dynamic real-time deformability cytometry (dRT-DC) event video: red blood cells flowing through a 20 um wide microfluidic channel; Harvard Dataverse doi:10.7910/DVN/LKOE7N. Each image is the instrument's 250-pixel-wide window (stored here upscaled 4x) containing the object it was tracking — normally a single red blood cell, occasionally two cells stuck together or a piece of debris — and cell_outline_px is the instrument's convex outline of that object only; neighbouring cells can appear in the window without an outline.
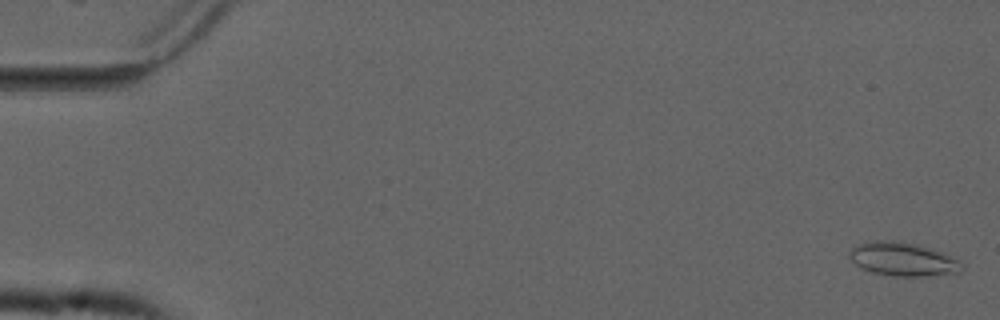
{"species": "common noctule bat (a hibernating species)", "species_latin": "Nyctalus noctula", "temperature_condition": "cold", "stored_images_in_passage": 55, "camera_frame_rate_fps": 3000, "um_per_image_px": 0.085, "animal": {"sex": "male", "forearm_length_mm": 52.5}, "frame": {"image": 1, "passage_image": 1, "time_ms": 0.0, "image_size_px": [1000, 320], "cell_outline_px": [[964, 268], [960, 272], [920, 276], [892, 276], [872, 272], [856, 264], [848, 256], [848, 252], [852, 248], [860, 244], [876, 240], [900, 240], [932, 248], [944, 252], [960, 260]], "centroid_in_image_um": [76.78, 22.01], "position_along_channel_um": 8.2, "area_um2": 22.08}}
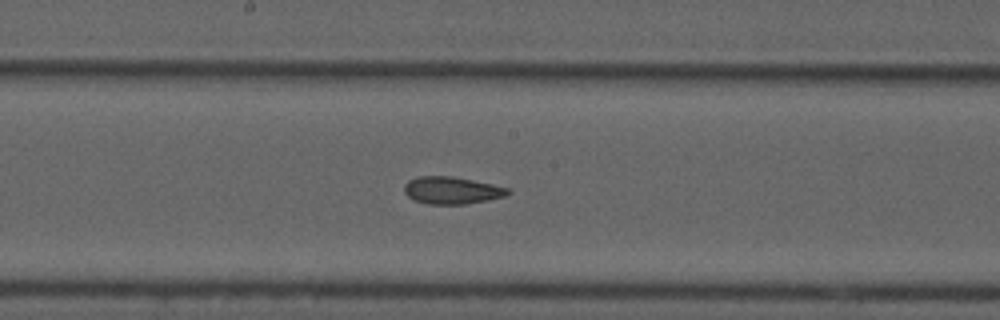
{"frame": {"image": 2, "passage_image": 29, "time_ms": 9.333, "image_size_px": [1000, 320], "cell_outline_px": [[512, 192], [504, 196], [464, 204], [428, 204], [416, 200], [408, 196], [404, 192], [404, 184], [408, 180], [416, 176], [452, 176], [492, 184], [508, 188]], "centroid_in_image_um": [38.36, 16.16], "position_along_channel_um": 209.8, "area_um2": 16.3}}
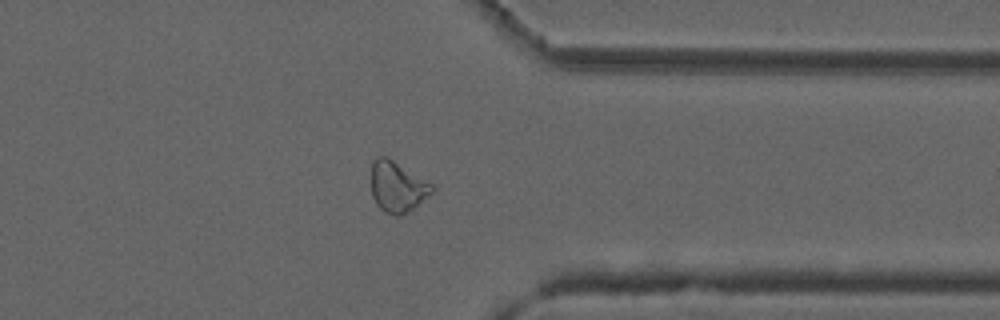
{"frame": {"image": 3, "passage_image": 43, "time_ms": 14.0, "image_size_px": [1000, 320], "cell_outline_px": [[436, 188], [432, 192], [412, 208], [400, 216], [396, 216], [384, 212], [376, 204], [372, 196], [372, 160], [376, 156], [384, 156], [392, 160], [436, 184]], "centroid_in_image_um": [33.79, 15.86], "position_along_channel_um": 377.6, "area_um2": 17.98}, "authors_computed_cell_mechanics": {"area_um2": 18.0914, "velocity_mm_per_s": 3.7257, "shape_relaxation_time_tau1_ms": null, "shape_relaxation_time_tau2_ms": 3.2841, "deformation_change_tau1": null, "deformation_change_tau2": 0.0802}}